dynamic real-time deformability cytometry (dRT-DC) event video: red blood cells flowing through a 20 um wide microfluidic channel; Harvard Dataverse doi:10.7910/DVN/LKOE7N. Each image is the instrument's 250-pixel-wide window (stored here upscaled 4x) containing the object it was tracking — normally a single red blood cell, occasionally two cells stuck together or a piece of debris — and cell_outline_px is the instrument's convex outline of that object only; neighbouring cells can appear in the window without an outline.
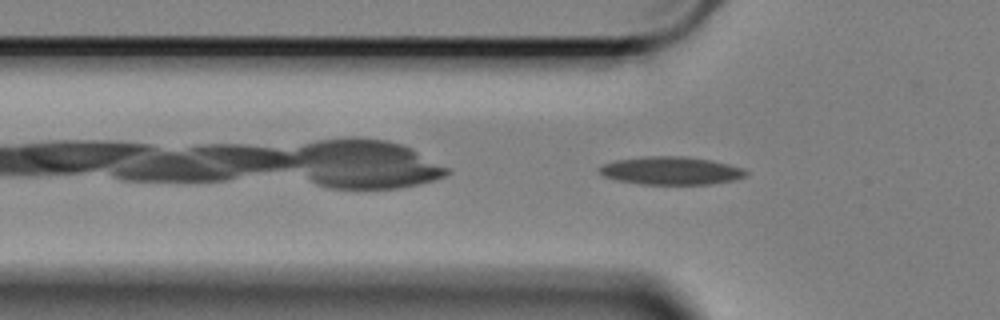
{"species": "Egyptian fruit bat (a non-hibernating species)", "species_latin": "Rousettus aegyptiacus", "temperature_condition": "cold", "stored_images_in_passage": 7, "camera_frame_rate_fps": 3000, "um_per_image_px": 0.085, "animal": {"sex": "female"}, "frame": {"image": 1, "passage_image": 5, "time_ms": 1.333, "image_size_px": [1000, 320], "cell_outline_px": [[748, 172], [744, 176], [732, 180], [708, 184], [640, 184], [616, 180], [600, 176], [596, 168], [604, 164], [616, 160], [648, 156], [684, 156], [712, 160], [744, 168]], "centroid_in_image_um": [56.97, 14.5], "position_along_channel_um": 68.8, "area_um2": 23.99}}